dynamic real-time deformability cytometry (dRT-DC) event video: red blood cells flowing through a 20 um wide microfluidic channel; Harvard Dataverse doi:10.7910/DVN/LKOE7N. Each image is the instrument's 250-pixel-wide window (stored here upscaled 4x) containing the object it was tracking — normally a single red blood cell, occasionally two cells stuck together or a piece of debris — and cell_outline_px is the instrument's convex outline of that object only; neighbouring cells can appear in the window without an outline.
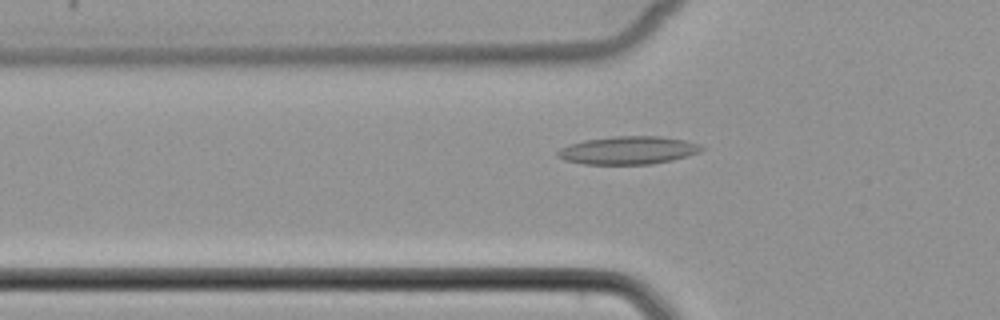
{"species": "common noctule bat (a hibernating species)", "species_latin": "Nyctalus noctula", "temperature_condition": "cold", "stored_images_in_passage": 52, "camera_frame_rate_fps": 3000, "um_per_image_px": 0.085, "animal": {"sex": "female", "body_mass_g": 22.7, "forearm_length_mm": 54.2}, "frame": {"image": 1, "passage_image": 18, "time_ms": 5.667, "image_size_px": [1000, 320], "cell_outline_px": [[704, 148], [700, 152], [688, 156], [672, 160], [652, 164], [584, 164], [564, 160], [556, 156], [556, 152], [560, 148], [568, 144], [584, 140], [612, 136], [660, 136], [684, 140], [700, 144]], "centroid_in_image_um": [53.37, 12.77], "position_along_channel_um": 72.4, "area_um2": 23.64}}
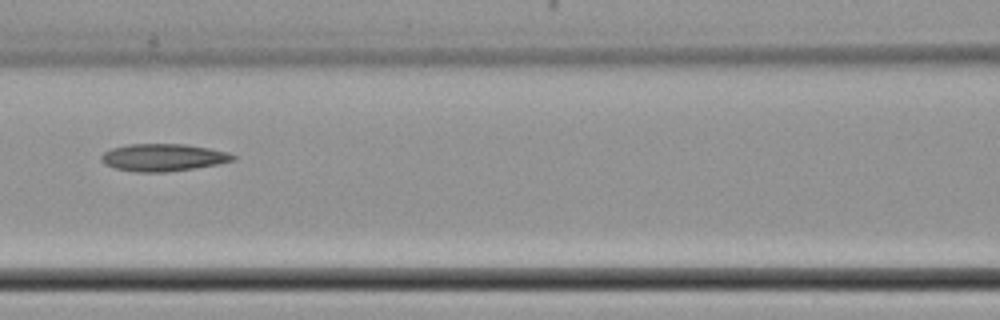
{"frame": {"image": 2, "passage_image": 24, "time_ms": 7.667, "image_size_px": [1000, 320], "cell_outline_px": [[236, 160], [220, 164], [196, 168], [164, 172], [136, 172], [116, 168], [104, 164], [100, 160], [100, 156], [104, 152], [112, 148], [128, 144], [184, 144], [208, 148], [228, 152], [236, 156]], "centroid_in_image_um": [13.88, 13.39], "position_along_channel_um": 152.7, "area_um2": 21.1}}
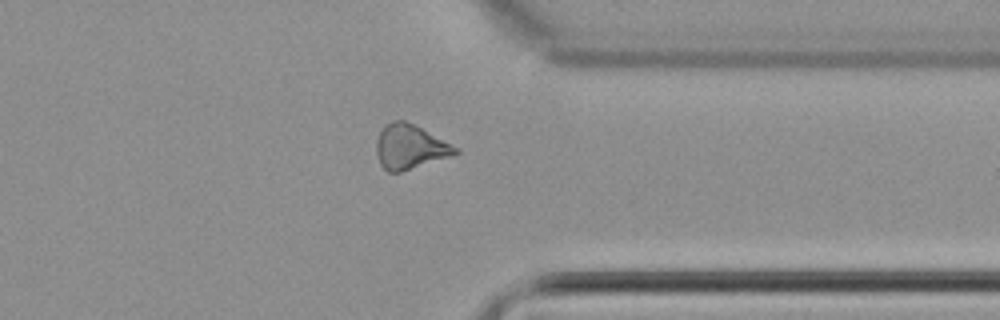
{"frame": {"image": 3, "passage_image": 41, "time_ms": 13.333, "image_size_px": [1000, 320], "cell_outline_px": [[460, 152], [452, 156], [400, 172], [388, 172], [380, 164], [376, 156], [376, 140], [380, 132], [392, 120], [404, 120], [420, 128], [456, 148]], "centroid_in_image_um": [34.79, 12.51], "position_along_channel_um": 376.6, "area_um2": 19.94}}